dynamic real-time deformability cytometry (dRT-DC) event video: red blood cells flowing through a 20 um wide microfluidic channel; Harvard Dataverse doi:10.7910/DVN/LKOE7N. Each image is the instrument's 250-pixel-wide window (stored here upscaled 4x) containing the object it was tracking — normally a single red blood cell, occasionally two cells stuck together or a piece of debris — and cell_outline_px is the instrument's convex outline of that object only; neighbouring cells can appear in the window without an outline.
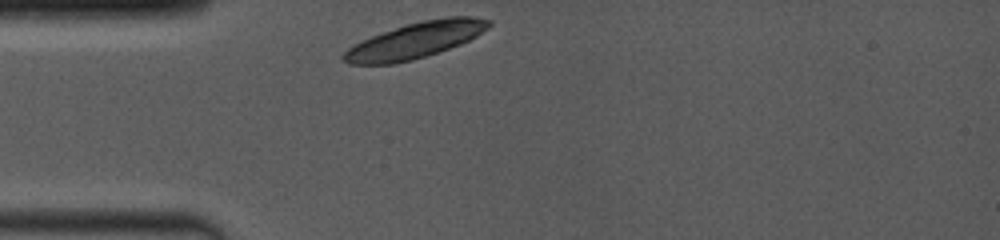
{"species": "common noctule bat (a hibernating species)", "species_latin": "Nyctalus noctula", "temperature_condition": "room temperature", "stored_images_in_passage": 2, "camera_frame_rate_fps": 4000, "um_per_image_px": 0.085, "animal": {"sex": "female", "body_mass_g": 19.0, "forearm_length_mm": 53.3}, "frame": {"image": 1, "passage_image": 1, "time_ms": 0.0, "image_size_px": [1000, 240], "cell_outline_px": [[492, 24], [488, 28], [476, 36], [460, 44], [412, 60], [392, 64], [348, 64], [340, 56], [348, 48], [360, 40], [404, 24], [424, 20], [448, 16], [472, 16], [492, 20]], "centroid_in_image_um": [35.29, 3.41], "position_along_channel_um": 49.7, "area_um2": 30.29}}